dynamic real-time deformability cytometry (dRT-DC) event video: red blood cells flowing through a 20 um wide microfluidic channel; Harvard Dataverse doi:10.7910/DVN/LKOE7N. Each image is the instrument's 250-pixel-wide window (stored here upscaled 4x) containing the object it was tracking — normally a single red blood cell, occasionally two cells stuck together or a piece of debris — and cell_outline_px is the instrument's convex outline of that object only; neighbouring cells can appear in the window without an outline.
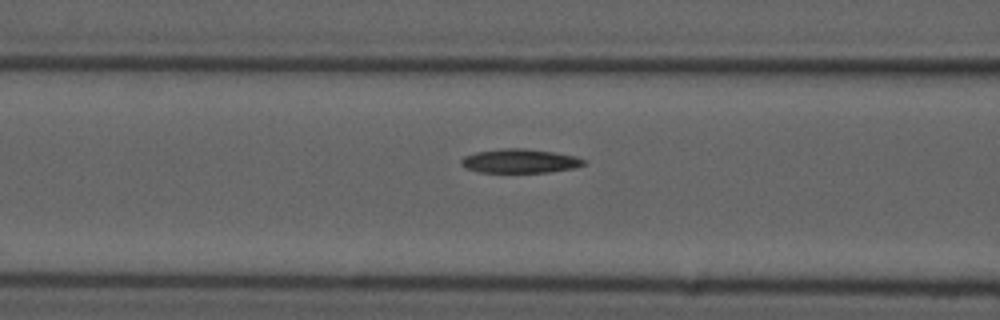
{"species": "common noctule bat (a hibernating species)", "species_latin": "Nyctalus noctula", "temperature_condition": "cold", "stored_images_in_passage": 13, "camera_frame_rate_fps": 3000, "um_per_image_px": 0.085, "animal": {"sex": "male", "forearm_length_mm": 52.5}, "frame": {"image": 1, "passage_image": 11, "time_ms": 3.333, "image_size_px": [1000, 320], "cell_outline_px": [[588, 164], [576, 168], [548, 172], [480, 172], [464, 168], [460, 164], [460, 160], [464, 156], [476, 152], [504, 148], [520, 148], [552, 152], [576, 156], [588, 160]], "centroid_in_image_um": [44.23, 13.69], "position_along_channel_um": 122.4, "area_um2": 17.28}}